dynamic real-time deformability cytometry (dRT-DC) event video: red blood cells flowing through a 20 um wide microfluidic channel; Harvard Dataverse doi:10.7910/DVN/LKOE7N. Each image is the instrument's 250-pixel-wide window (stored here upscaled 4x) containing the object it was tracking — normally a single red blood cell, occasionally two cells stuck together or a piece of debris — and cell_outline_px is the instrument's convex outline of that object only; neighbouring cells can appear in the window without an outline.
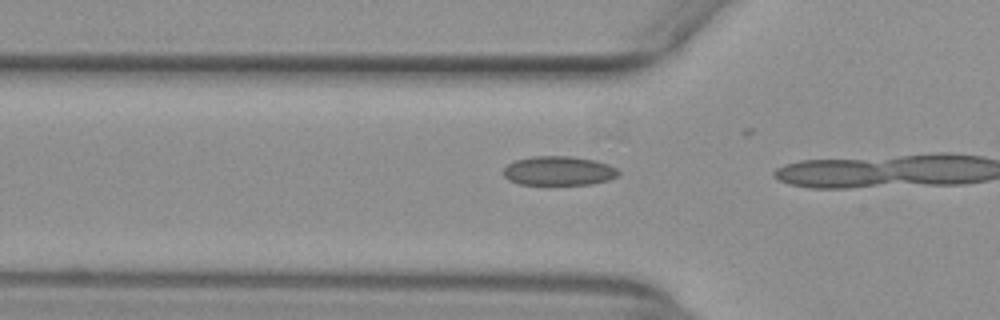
{"species": "common noctule bat (a hibernating species)", "species_latin": "Nyctalus noctula", "temperature_condition": "warm", "stored_images_in_passage": 15, "camera_frame_rate_fps": 3000, "um_per_image_px": 0.085, "animal": {"sex": "female", "body_mass_g": 29.2, "forearm_length_mm": 56.3}, "frame": {"image": 1, "passage_image": 14, "time_ms": 4.333, "image_size_px": [1000, 320], "cell_outline_px": [[620, 176], [608, 180], [592, 184], [520, 184], [508, 180], [504, 176], [504, 168], [508, 164], [516, 160], [532, 156], [572, 156], [596, 160], [608, 164], [616, 168], [620, 172]], "centroid_in_image_um": [47.52, 14.51], "position_along_channel_um": 78.3, "area_um2": 19.65}}